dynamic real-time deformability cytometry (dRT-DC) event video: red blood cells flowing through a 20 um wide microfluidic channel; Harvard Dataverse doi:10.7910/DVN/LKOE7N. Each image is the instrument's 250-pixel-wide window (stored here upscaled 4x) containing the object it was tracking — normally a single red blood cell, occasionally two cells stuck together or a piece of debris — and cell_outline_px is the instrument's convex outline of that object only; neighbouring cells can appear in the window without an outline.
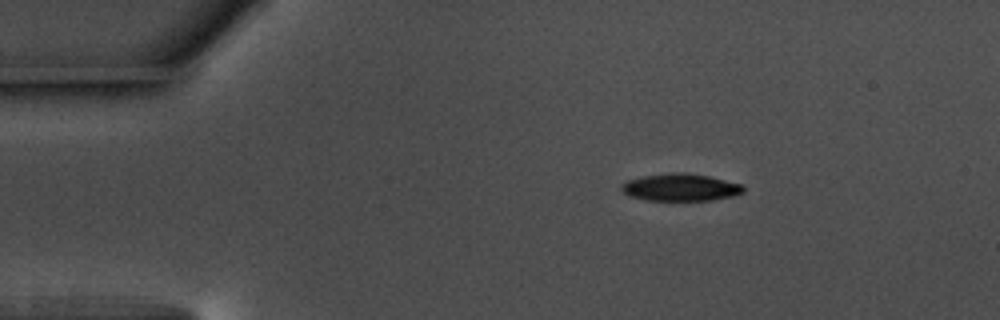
{"species": "common noctule bat (a hibernating species)", "species_latin": "Nyctalus noctula", "temperature_condition": "warm", "stored_images_in_passage": 30, "camera_frame_rate_fps": 3000, "um_per_image_px": 0.085, "animal": {"sex": "male", "body_mass_g": 17.5, "forearm_length_mm": 52.3}, "frame": {"image": 1, "passage_image": 1, "time_ms": 0.0, "image_size_px": [1000, 320], "cell_outline_px": [[744, 192], [732, 196], [712, 200], [644, 200], [628, 196], [620, 188], [620, 184], [628, 180], [644, 176], [676, 172], [684, 172], [708, 176], [744, 184]], "centroid_in_image_um": [57.84, 15.93], "position_along_channel_um": 27.2, "area_um2": 19.42}}
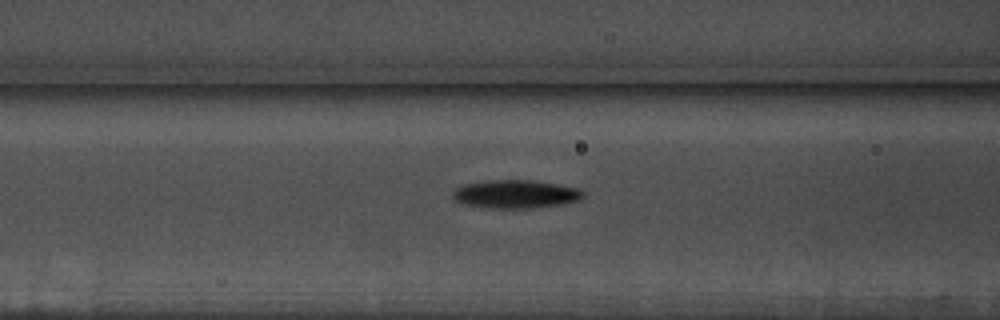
{"frame": {"image": 2, "passage_image": 14, "time_ms": 4.333, "image_size_px": [1000, 320], "cell_outline_px": [[584, 196], [580, 200], [560, 204], [532, 208], [492, 208], [464, 204], [456, 200], [452, 196], [452, 192], [456, 188], [464, 184], [488, 180], [532, 180], [556, 184], [576, 188], [584, 192]], "centroid_in_image_um": [43.81, 16.49], "position_along_channel_um": 122.8, "area_um2": 21.33}}
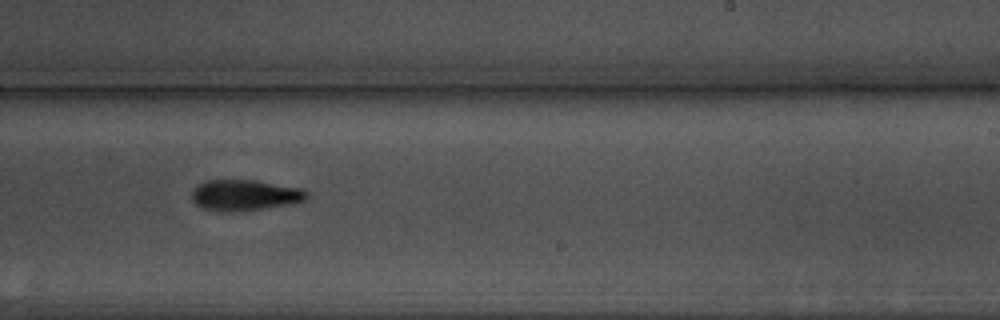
{"frame": {"image": 3, "passage_image": 26, "time_ms": 8.333, "image_size_px": [1000, 320], "cell_outline_px": [[308, 196], [304, 200], [292, 204], [264, 208], [232, 212], [220, 212], [200, 208], [192, 200], [192, 192], [200, 184], [208, 180], [256, 180], [300, 188], [308, 192]], "centroid_in_image_um": [20.8, 16.6], "position_along_channel_um": 268.2, "area_um2": 20.69}}